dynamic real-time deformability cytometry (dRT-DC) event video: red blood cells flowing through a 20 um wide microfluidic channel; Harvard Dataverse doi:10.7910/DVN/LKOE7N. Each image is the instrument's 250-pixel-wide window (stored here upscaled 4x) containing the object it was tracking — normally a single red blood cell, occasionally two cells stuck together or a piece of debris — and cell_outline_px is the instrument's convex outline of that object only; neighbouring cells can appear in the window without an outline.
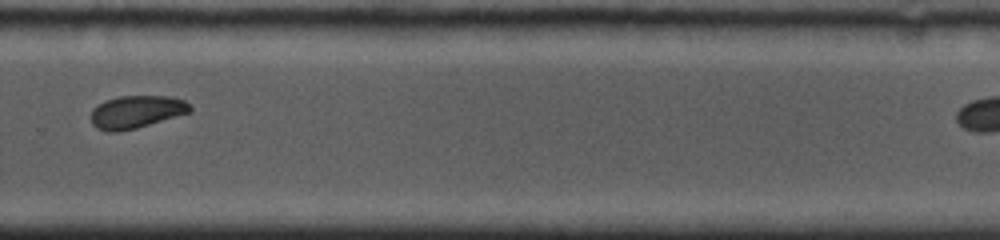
{"species": "common noctule bat (a hibernating species)", "species_latin": "Nyctalus noctula", "temperature_condition": "cold", "stored_images_in_passage": 22, "camera_frame_rate_fps": 5000, "um_per_image_px": 0.085, "animal": {"sex": "female", "body_mass_g": 19.0, "forearm_length_mm": 53.3}, "frame": {"image": 1, "passage_image": 15, "time_ms": 6.6, "image_size_px": [1000, 240], "cell_outline_px": [[192, 112], [136, 128], [116, 132], [108, 132], [96, 128], [92, 124], [92, 108], [104, 100], [120, 96], [168, 96], [184, 100], [192, 108]], "centroid_in_image_um": [11.58, 9.51], "position_along_channel_um": 318.2, "area_um2": 18.9}}
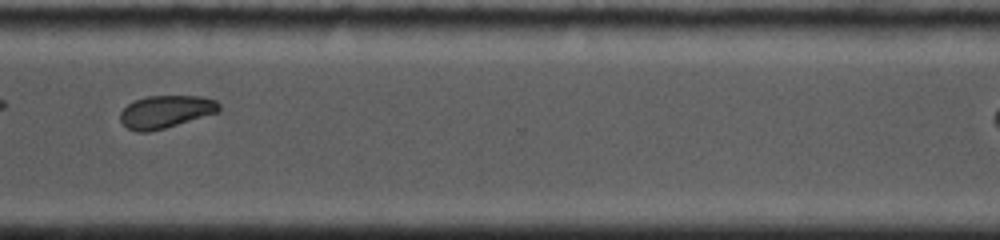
{"frame": {"image": 2, "passage_image": 17, "time_ms": 7.6, "image_size_px": [1000, 240], "cell_outline_px": [[220, 112], [164, 128], [148, 132], [136, 132], [128, 128], [120, 120], [120, 112], [128, 104], [136, 100], [148, 96], [204, 96], [216, 100], [220, 104]], "centroid_in_image_um": [14.12, 9.49], "position_along_channel_um": 356.5, "area_um2": 18.79}}